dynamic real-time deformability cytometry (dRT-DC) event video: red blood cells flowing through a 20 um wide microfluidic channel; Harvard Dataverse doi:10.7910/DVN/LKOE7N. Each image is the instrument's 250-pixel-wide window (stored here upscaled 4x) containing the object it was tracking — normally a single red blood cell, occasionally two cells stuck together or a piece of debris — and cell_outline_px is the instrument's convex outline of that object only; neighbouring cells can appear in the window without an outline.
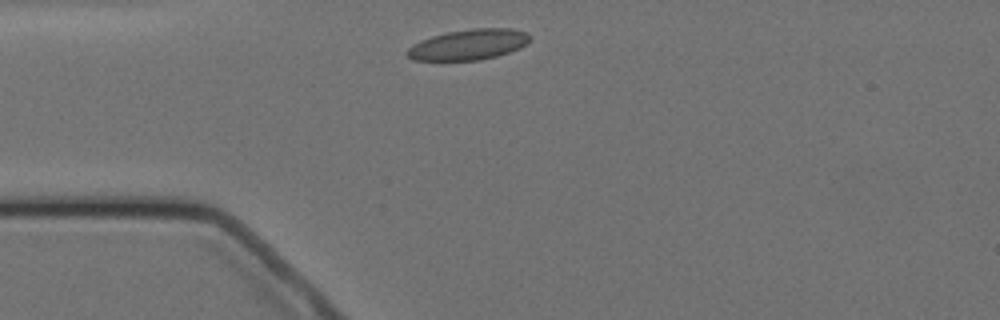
{"species": "Egyptian fruit bat (a non-hibernating species)", "species_latin": "Rousettus aegyptiacus", "temperature_condition": "cold", "stored_images_in_passage": 10, "camera_frame_rate_fps": 3000, "um_per_image_px": 0.085, "animal": {"sex": "female"}, "frame": {"image": 1, "passage_image": 1, "time_ms": 0.0, "image_size_px": [1000, 320], "cell_outline_px": [[532, 40], [528, 44], [520, 48], [496, 56], [480, 60], [412, 60], [404, 52], [412, 44], [420, 40], [432, 36], [448, 32], [472, 28], [508, 28], [528, 32], [532, 36]], "centroid_in_image_um": [39.86, 3.78], "position_along_channel_um": 45.1, "area_um2": 22.08}}
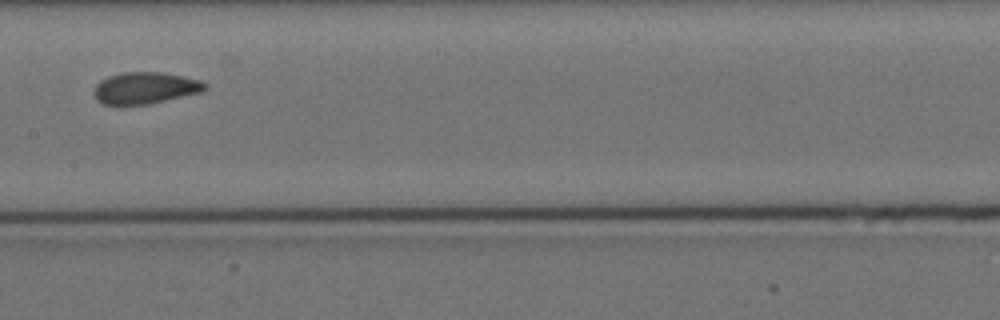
{"frame": {"image": 2, "passage_image": 5, "time_ms": 4.667, "image_size_px": [1000, 320], "cell_outline_px": [[208, 88], [200, 92], [148, 104], [120, 108], [104, 104], [96, 100], [92, 92], [96, 84], [100, 80], [108, 76], [124, 72], [164, 72], [184, 76], [200, 80], [208, 84]], "centroid_in_image_um": [12.27, 7.51], "position_along_channel_um": 195.1, "area_um2": 21.15}}
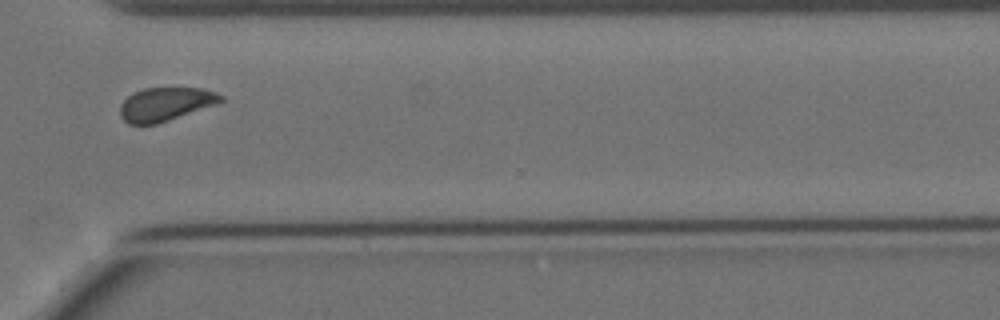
{"frame": {"image": 3, "passage_image": 9, "time_ms": 9.333, "image_size_px": [1000, 320], "cell_outline_px": [[224, 100], [220, 104], [156, 124], [128, 124], [120, 116], [120, 104], [132, 92], [144, 88], [204, 88], [216, 92], [224, 96]], "centroid_in_image_um": [14.11, 8.85], "position_along_channel_um": 356.5, "area_um2": 20.0}, "authors_computed_cell_mechanics": {"area_um2": 20.3456, "velocity_mm_per_s": 3.4773, "shape_relaxation_time_tau1_ms": 2.6916, "shape_relaxation_time_tau2_ms": 2.4482, "deformation_change_tau1": 0.0769, "deformation_change_tau2": 0.0269}}